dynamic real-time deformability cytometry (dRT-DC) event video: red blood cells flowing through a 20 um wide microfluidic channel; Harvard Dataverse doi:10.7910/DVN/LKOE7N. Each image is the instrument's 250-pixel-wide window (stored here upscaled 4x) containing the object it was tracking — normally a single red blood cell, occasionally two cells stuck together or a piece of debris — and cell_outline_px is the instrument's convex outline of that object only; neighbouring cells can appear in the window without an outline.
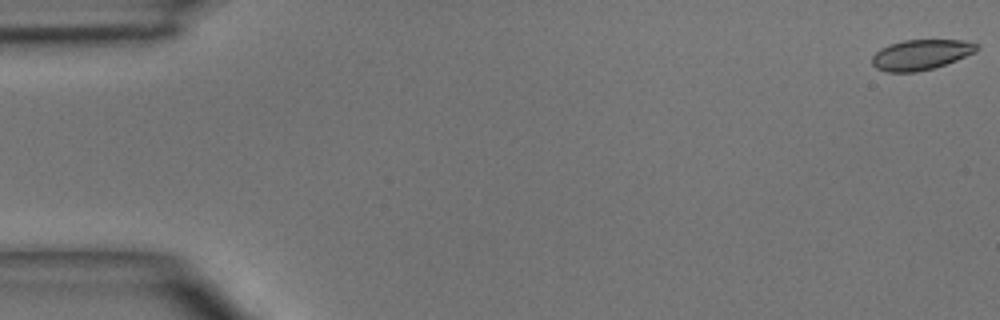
{"species": "common noctule bat (a hibernating species)", "species_latin": "Nyctalus noctula", "temperature_condition": "room temperature", "stored_images_in_passage": 4, "camera_frame_rate_fps": 3000, "um_per_image_px": 0.085, "animal": {"sex": "male", "body_mass_g": 15.6}, "frame": {"image": 1, "passage_image": 1, "time_ms": 0.0, "image_size_px": [1000, 320], "cell_outline_px": [[980, 48], [976, 52], [956, 60], [932, 68], [916, 72], [888, 72], [876, 68], [872, 64], [872, 56], [880, 48], [888, 44], [904, 40], [960, 40], [980, 44]], "centroid_in_image_um": [78.27, 4.64], "position_along_channel_um": 6.7, "area_um2": 18.5}}
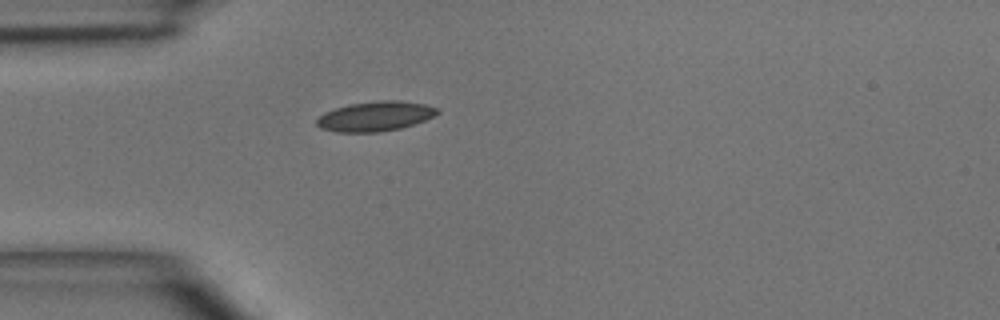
{"frame": {"image": 2, "passage_image": 4, "time_ms": 4.333, "image_size_px": [1000, 320], "cell_outline_px": [[440, 112], [424, 120], [400, 128], [380, 132], [336, 132], [320, 128], [316, 124], [316, 120], [324, 112], [336, 108], [352, 104], [380, 100], [400, 100], [424, 104], [440, 108]], "centroid_in_image_um": [31.9, 9.88], "position_along_channel_um": 53.1, "area_um2": 20.81}}